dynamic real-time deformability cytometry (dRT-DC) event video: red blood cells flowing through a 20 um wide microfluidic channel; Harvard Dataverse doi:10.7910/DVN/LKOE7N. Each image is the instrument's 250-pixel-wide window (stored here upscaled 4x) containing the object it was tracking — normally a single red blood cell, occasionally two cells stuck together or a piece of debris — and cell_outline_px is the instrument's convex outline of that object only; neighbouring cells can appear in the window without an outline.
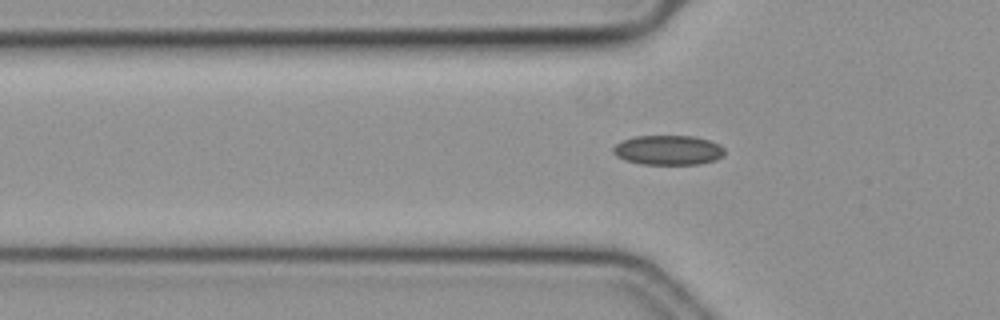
{"species": "common noctule bat (a hibernating species)", "species_latin": "Nyctalus noctula", "temperature_condition": "cold", "stored_images_in_passage": 39, "camera_frame_rate_fps": 3000, "um_per_image_px": 0.085, "animal": {"sex": "female", "body_mass_g": 19.3, "forearm_length_mm": 54.1}, "frame": {"image": 1, "passage_image": 6, "time_ms": 1.667, "image_size_px": [1000, 320], "cell_outline_px": [[724, 156], [716, 160], [700, 164], [640, 164], [624, 160], [616, 156], [612, 152], [612, 148], [616, 144], [624, 140], [636, 136], [692, 136], [708, 140], [720, 144], [724, 148]], "centroid_in_image_um": [56.8, 12.77], "position_along_channel_um": 69.0, "area_um2": 19.36}}
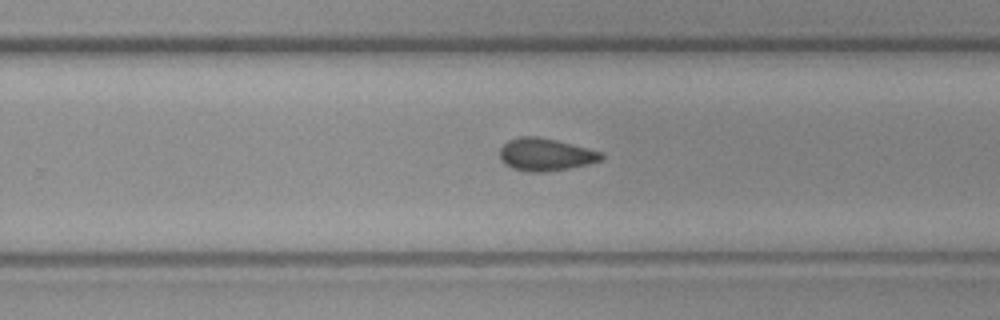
{"frame": {"image": 2, "passage_image": 24, "time_ms": 7.667, "image_size_px": [1000, 320], "cell_outline_px": [[604, 156], [600, 160], [588, 164], [548, 172], [528, 172], [512, 168], [504, 164], [500, 160], [500, 148], [508, 140], [520, 136], [536, 136], [556, 140], [604, 152]], "centroid_in_image_um": [46.35, 13.14], "position_along_channel_um": 283.4, "area_um2": 19.36}}
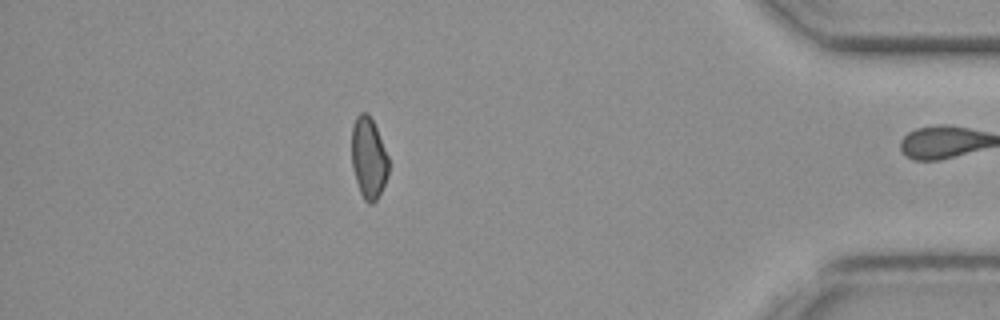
{"frame": {"image": 3, "passage_image": 38, "time_ms": 12.333, "image_size_px": [1000, 320], "cell_outline_px": [[388, 176], [376, 200], [372, 204], [368, 204], [364, 200], [360, 192], [352, 168], [352, 128], [356, 116], [360, 112], [368, 112], [376, 128], [388, 156]], "centroid_in_image_um": [31.32, 13.43], "position_along_channel_um": 403.9, "area_um2": 17.4}, "authors_computed_cell_mechanics": {"area_um2": 18.9584, "velocity_mm_per_s": 3.579, "shape_relaxation_time_tau1_ms": null, "shape_relaxation_time_tau2_ms": 4.5938, "deformation_change_tau1": null, "deformation_change_tau2": 0.0936}}